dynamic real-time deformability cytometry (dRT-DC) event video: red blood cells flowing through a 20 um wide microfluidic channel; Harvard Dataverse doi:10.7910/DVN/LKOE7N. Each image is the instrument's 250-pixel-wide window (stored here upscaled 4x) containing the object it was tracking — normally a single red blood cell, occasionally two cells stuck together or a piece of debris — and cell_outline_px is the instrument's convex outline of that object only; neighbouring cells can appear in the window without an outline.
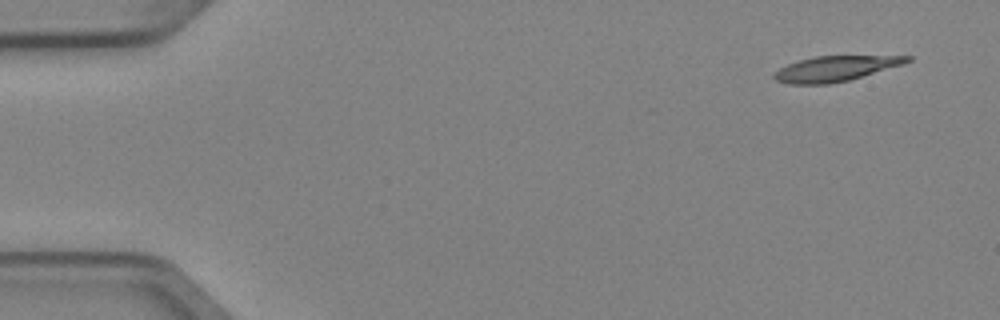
{"species": "Egyptian fruit bat (a non-hibernating species)", "species_latin": "Rousettus aegyptiacus", "temperature_condition": "cold", "stored_images_in_passage": 4, "camera_frame_rate_fps": 3000, "um_per_image_px": 0.085, "animal": {"sex": "female"}, "frame": {"image": 1, "passage_image": 1, "time_ms": 0.0, "image_size_px": [1000, 320], "cell_outline_px": [[912, 60], [904, 64], [848, 80], [828, 84], [792, 84], [776, 80], [772, 76], [780, 68], [788, 64], [800, 60], [816, 56], [912, 56]], "centroid_in_image_um": [71.02, 5.83], "position_along_channel_um": 14.0, "area_um2": 19.25}}
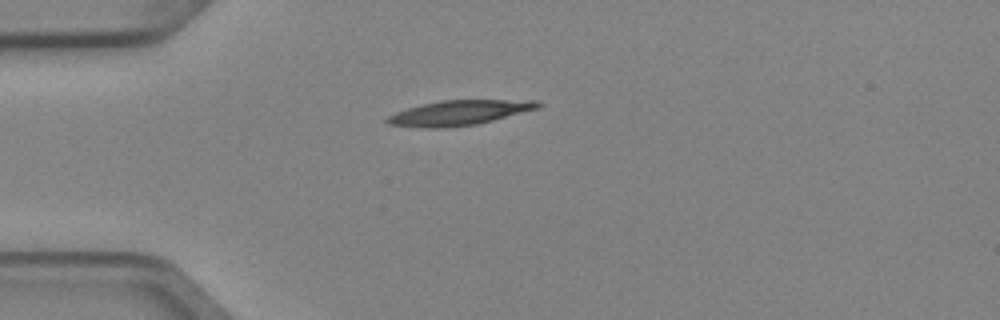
{"frame": {"image": 2, "passage_image": 4, "time_ms": 1.0, "image_size_px": [1000, 320], "cell_outline_px": [[544, 104], [540, 108], [476, 124], [440, 128], [424, 128], [388, 124], [384, 120], [388, 116], [396, 112], [408, 108], [440, 100], [540, 100]], "centroid_in_image_um": [39.07, 9.58], "position_along_channel_um": 45.9, "area_um2": 21.79}}